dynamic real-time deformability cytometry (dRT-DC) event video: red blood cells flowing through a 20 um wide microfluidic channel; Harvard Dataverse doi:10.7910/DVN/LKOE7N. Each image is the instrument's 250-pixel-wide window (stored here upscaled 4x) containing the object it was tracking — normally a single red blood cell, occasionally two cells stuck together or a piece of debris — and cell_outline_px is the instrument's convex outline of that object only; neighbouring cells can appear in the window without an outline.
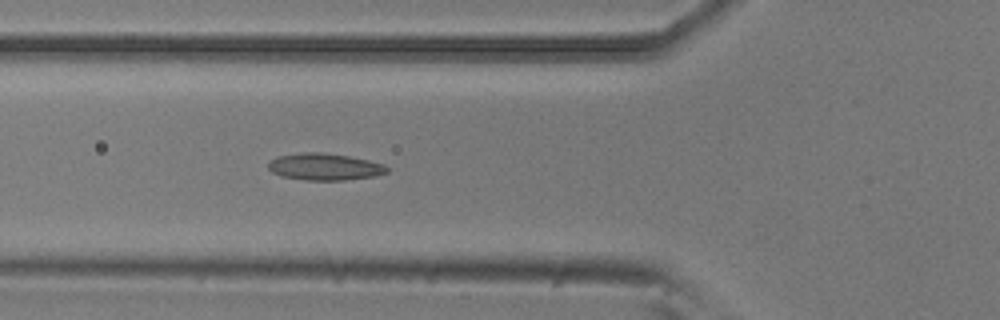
{"species": "common noctule bat (a hibernating species)", "species_latin": "Nyctalus noctula", "temperature_condition": "room temperature", "stored_images_in_passage": 6, "camera_frame_rate_fps": 3000, "um_per_image_px": 0.085, "animal": {"sex": "male", "body_mass_g": 20.5, "forearm_length_mm": 52.5}, "frame": {"image": 1, "passage_image": 6, "time_ms": 1.667, "image_size_px": [1000, 320], "cell_outline_px": [[388, 172], [376, 176], [344, 180], [308, 180], [280, 176], [272, 172], [268, 168], [268, 160], [276, 156], [300, 152], [324, 152], [348, 156], [368, 160], [384, 164], [388, 168]], "centroid_in_image_um": [27.56, 14.16], "position_along_channel_um": 98.2, "area_um2": 18.79}}